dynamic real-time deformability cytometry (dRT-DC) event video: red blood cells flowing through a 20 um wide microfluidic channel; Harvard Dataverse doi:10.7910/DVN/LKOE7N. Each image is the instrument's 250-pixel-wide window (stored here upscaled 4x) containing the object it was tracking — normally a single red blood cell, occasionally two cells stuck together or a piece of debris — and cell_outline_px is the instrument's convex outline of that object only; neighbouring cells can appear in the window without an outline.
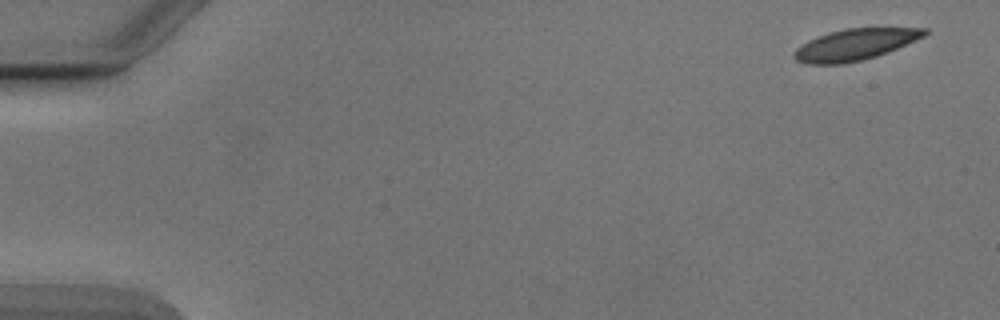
{"species": "Egyptian fruit bat (a non-hibernating species)", "species_latin": "Rousettus aegyptiacus", "temperature_condition": "cold", "stored_images_in_passage": 5, "camera_frame_rate_fps": 3000, "um_per_image_px": 0.085, "animal": {"sex": "male"}, "frame": {"image": 1, "passage_image": 1, "time_ms": 0.0, "image_size_px": [1000, 320], "cell_outline_px": [[932, 32], [916, 40], [888, 52], [864, 60], [844, 64], [808, 64], [796, 60], [792, 56], [792, 52], [796, 48], [808, 40], [816, 36], [828, 32], [844, 28], [928, 28]], "centroid_in_image_um": [72.67, 3.79], "position_along_channel_um": 12.3, "area_um2": 24.1}}
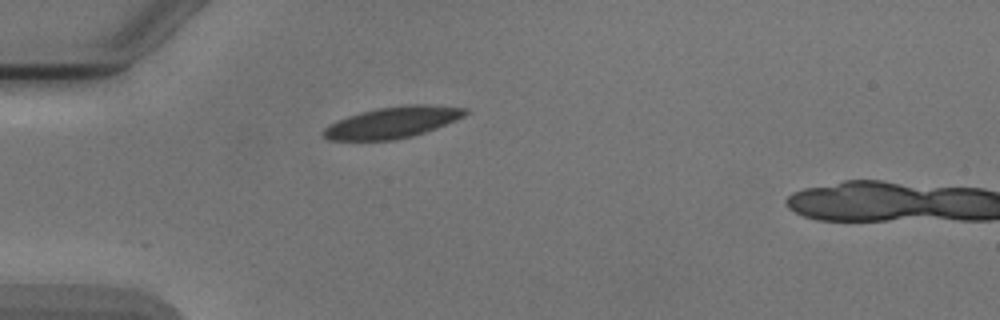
{"frame": {"image": 2, "passage_image": 4, "time_ms": 4.333, "image_size_px": [1000, 320], "cell_outline_px": [[468, 112], [464, 116], [456, 120], [436, 128], [412, 136], [392, 140], [328, 140], [320, 132], [328, 124], [348, 116], [360, 112], [376, 108], [408, 104], [428, 104], [468, 108]], "centroid_in_image_um": [33.36, 10.39], "position_along_channel_um": 51.6, "area_um2": 25.95}}